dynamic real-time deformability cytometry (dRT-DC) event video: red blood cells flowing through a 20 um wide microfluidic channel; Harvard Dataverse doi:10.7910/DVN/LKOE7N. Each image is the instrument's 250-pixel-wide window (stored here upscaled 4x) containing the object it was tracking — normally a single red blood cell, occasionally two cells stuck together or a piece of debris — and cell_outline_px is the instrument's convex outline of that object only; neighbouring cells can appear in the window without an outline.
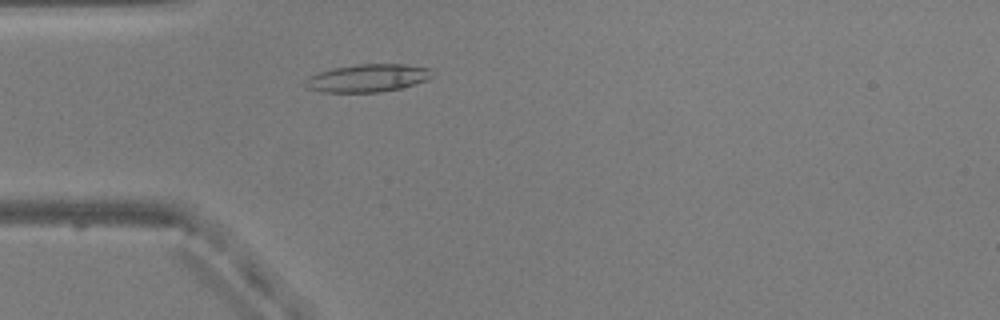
{"species": "common noctule bat (a hibernating species)", "species_latin": "Nyctalus noctula", "temperature_condition": "warm", "stored_images_in_passage": 38, "camera_frame_rate_fps": 3000, "um_per_image_px": 0.085, "animal": {"sex": "male", "body_mass_g": 20.5, "forearm_length_mm": 52.5}, "frame": {"image": 1, "passage_image": 7, "time_ms": 2.0, "image_size_px": [1000, 320], "cell_outline_px": [[432, 76], [428, 80], [400, 88], [380, 92], [320, 92], [308, 88], [304, 84], [304, 80], [308, 76], [332, 68], [356, 64], [404, 64], [432, 68]], "centroid_in_image_um": [31.25, 6.63], "position_along_channel_um": 53.8, "area_um2": 20.69}}
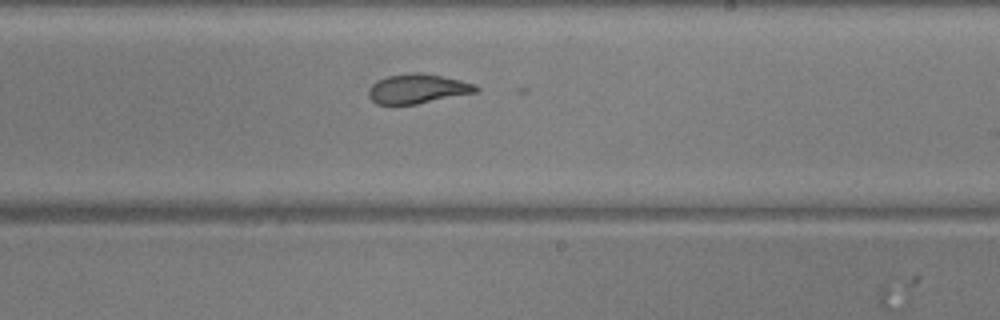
{"frame": {"image": 2, "passage_image": 23, "time_ms": 7.333, "image_size_px": [1000, 320], "cell_outline_px": [[480, 88], [476, 92], [416, 104], [376, 104], [368, 96], [368, 88], [376, 80], [388, 76], [416, 72], [420, 72], [460, 80], [476, 84]], "centroid_in_image_um": [35.47, 7.54], "position_along_channel_um": 253.5, "area_um2": 18.32}}
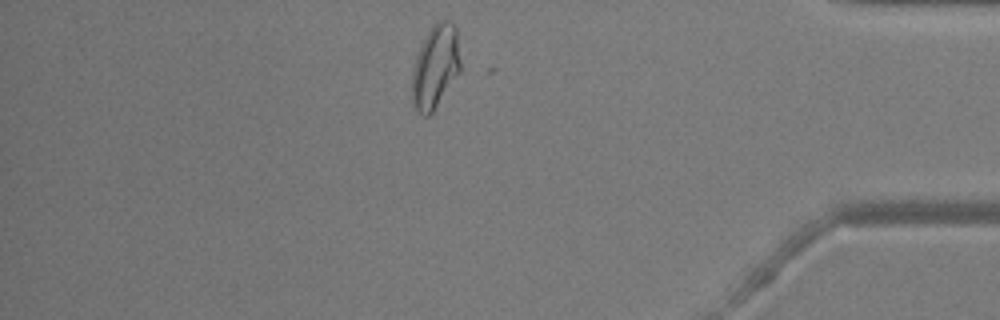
{"frame": {"image": 3, "passage_image": 37, "time_ms": 12.0, "image_size_px": [1000, 320], "cell_outline_px": [[460, 72], [432, 112], [428, 116], [424, 116], [412, 104], [412, 72], [416, 56], [432, 24], [436, 20], [448, 20], [456, 28], [460, 60]], "centroid_in_image_um": [37.0, 5.65], "position_along_channel_um": 398.2, "area_um2": 23.29}, "authors_computed_cell_mechanics": {"area_um2": 19.5364, "velocity_mm_per_s": 3.8482, "shape_relaxation_time_tau1_ms": null, "shape_relaxation_time_tau2_ms": 1.2879, "deformation_change_tau1": null, "deformation_change_tau2": 0.0832}}